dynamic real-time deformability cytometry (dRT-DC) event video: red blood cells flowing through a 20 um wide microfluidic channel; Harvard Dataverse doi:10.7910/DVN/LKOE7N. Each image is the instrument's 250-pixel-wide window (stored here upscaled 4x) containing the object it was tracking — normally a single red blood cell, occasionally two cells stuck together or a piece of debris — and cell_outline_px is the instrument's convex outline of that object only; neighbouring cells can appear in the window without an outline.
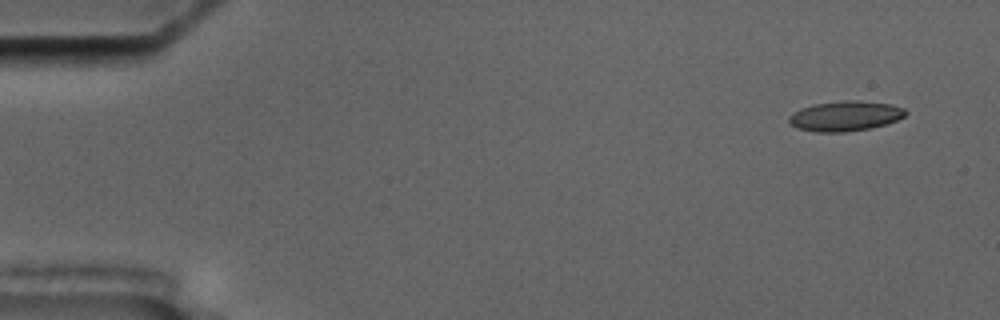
{"species": "common noctule bat (a hibernating species)", "species_latin": "Nyctalus noctula", "temperature_condition": "cold", "stored_images_in_passage": 4, "camera_frame_rate_fps": 3000, "um_per_image_px": 0.085, "animal": {"sex": "male", "body_mass_g": 17.5, "forearm_length_mm": 52.3}, "frame": {"image": 1, "passage_image": 1, "time_ms": 0.0, "image_size_px": [1000, 320], "cell_outline_px": [[908, 112], [904, 116], [896, 120], [884, 124], [868, 128], [844, 132], [816, 132], [796, 128], [788, 124], [788, 116], [792, 112], [800, 108], [812, 104], [840, 100], [856, 100], [892, 104], [904, 108]], "centroid_in_image_um": [71.78, 9.85], "position_along_channel_um": 13.2, "area_um2": 20.63}}
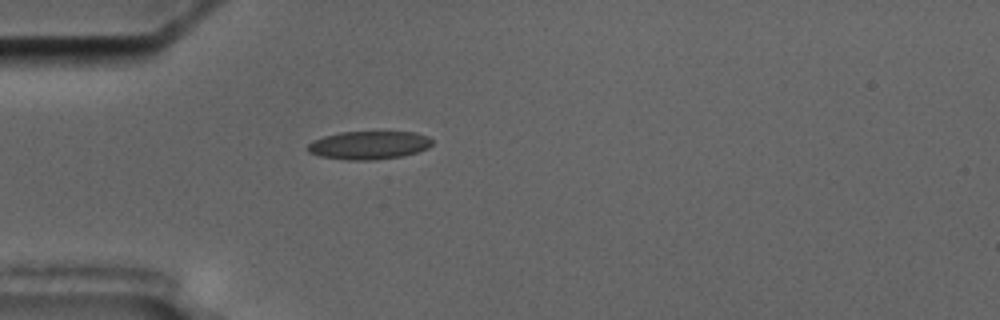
{"frame": {"image": 2, "passage_image": 4, "time_ms": 4.333, "image_size_px": [1000, 320], "cell_outline_px": [[432, 144], [428, 148], [404, 156], [376, 160], [348, 160], [320, 156], [308, 152], [304, 148], [312, 140], [324, 136], [340, 132], [416, 132], [428, 136], [432, 140]], "centroid_in_image_um": [31.34, 12.34], "position_along_channel_um": 53.7, "area_um2": 20.69}}